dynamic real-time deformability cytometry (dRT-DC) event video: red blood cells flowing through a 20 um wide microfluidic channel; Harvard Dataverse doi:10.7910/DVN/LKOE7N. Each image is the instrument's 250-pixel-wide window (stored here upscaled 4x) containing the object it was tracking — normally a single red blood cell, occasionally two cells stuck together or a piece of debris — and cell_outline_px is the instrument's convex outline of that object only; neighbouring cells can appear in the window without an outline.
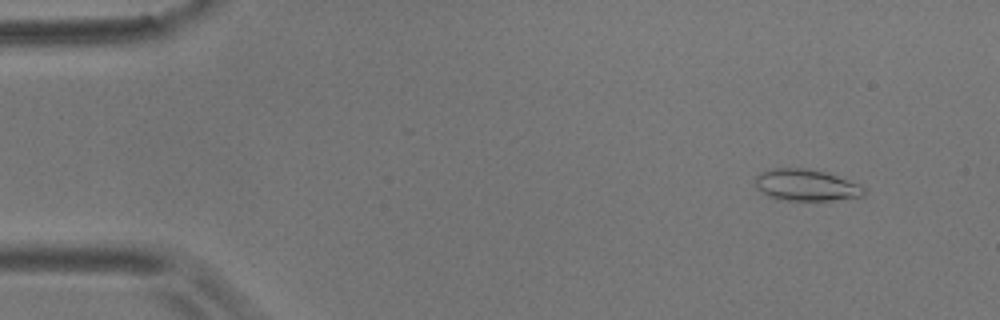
{"species": "common noctule bat (a hibernating species)", "species_latin": "Nyctalus noctula", "temperature_condition": "room temperature", "stored_images_in_passage": 56, "camera_frame_rate_fps": 3000, "um_per_image_px": 0.085, "animal": {"sex": "male", "body_mass_g": 17.9}, "frame": {"image": 1, "passage_image": 5, "time_ms": 1.333, "image_size_px": [1000, 320], "cell_outline_px": [[868, 188], [864, 196], [832, 200], [776, 200], [760, 192], [756, 188], [756, 176], [760, 172], [772, 168], [804, 168], [824, 172], [860, 184]], "centroid_in_image_um": [68.51, 15.74], "position_along_channel_um": 16.5, "area_um2": 20.17}}
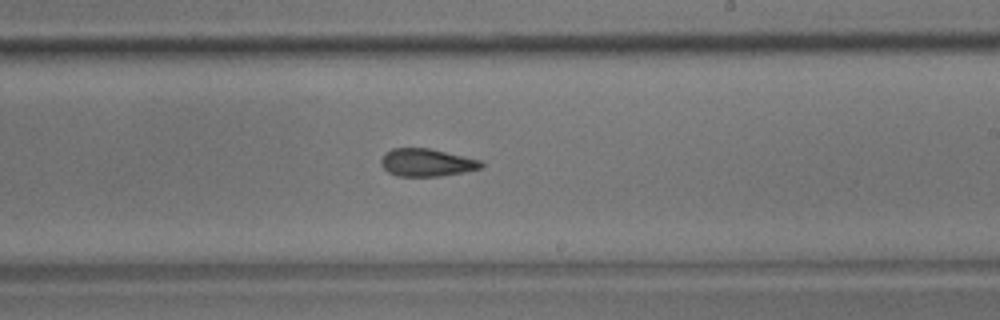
{"frame": {"image": 2, "passage_image": 33, "time_ms": 10.667, "image_size_px": [1000, 320], "cell_outline_px": [[484, 168], [464, 172], [440, 176], [396, 176], [388, 172], [380, 164], [380, 160], [384, 152], [392, 148], [428, 148], [480, 160], [484, 164]], "centroid_in_image_um": [36.24, 13.82], "position_along_channel_um": 252.8, "area_um2": 16.24}}
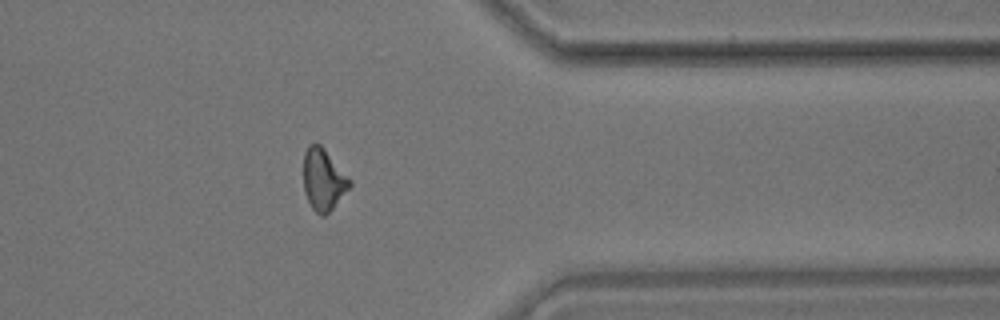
{"frame": {"image": 3, "passage_image": 45, "time_ms": 14.667, "image_size_px": [1000, 320], "cell_outline_px": [[352, 184], [332, 208], [324, 216], [320, 216], [312, 208], [308, 200], [304, 188], [304, 152], [308, 144], [320, 144], [324, 148], [352, 180]], "centroid_in_image_um": [27.49, 15.24], "position_along_channel_um": 383.9, "area_um2": 16.42}, "authors_computed_cell_mechanics": {"area_um2": 16.8776, "velocity_mm_per_s": 3.5844, "shape_relaxation_time_tau1_ms": null, "shape_relaxation_time_tau2_ms": 3.4988, "deformation_change_tau1": null, "deformation_change_tau2": 0.121}}